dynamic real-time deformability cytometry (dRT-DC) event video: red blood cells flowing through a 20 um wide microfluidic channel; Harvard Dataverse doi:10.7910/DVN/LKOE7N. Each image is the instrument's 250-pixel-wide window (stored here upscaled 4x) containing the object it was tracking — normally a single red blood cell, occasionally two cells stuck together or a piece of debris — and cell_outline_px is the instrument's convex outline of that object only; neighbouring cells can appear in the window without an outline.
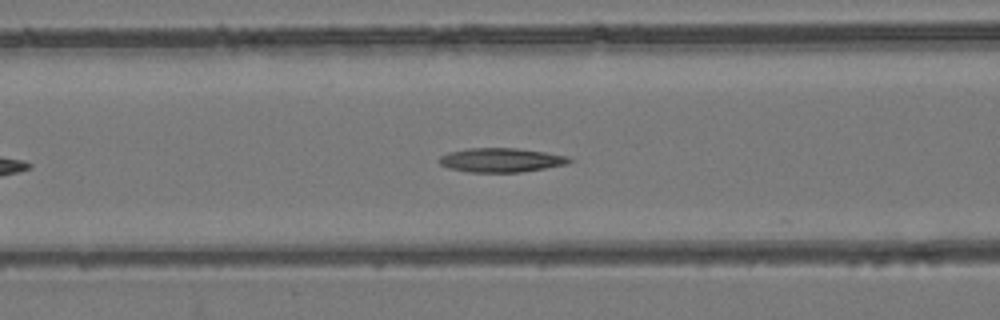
{"species": "common noctule bat (a hibernating species)", "species_latin": "Nyctalus noctula", "temperature_condition": "room temperature", "stored_images_in_passage": 35, "camera_frame_rate_fps": 3000, "um_per_image_px": 0.085, "animal": {"sex": "female", "body_mass_g": 24.6, "forearm_length_mm": 56.2}, "frame": {"image": 1, "passage_image": 11, "time_ms": 3.333, "image_size_px": [1000, 320], "cell_outline_px": [[572, 160], [568, 164], [520, 172], [468, 172], [448, 168], [440, 164], [440, 156], [448, 152], [468, 148], [516, 148], [544, 152], [568, 156]], "centroid_in_image_um": [42.58, 13.6], "position_along_channel_um": 124.0, "area_um2": 18.21}}
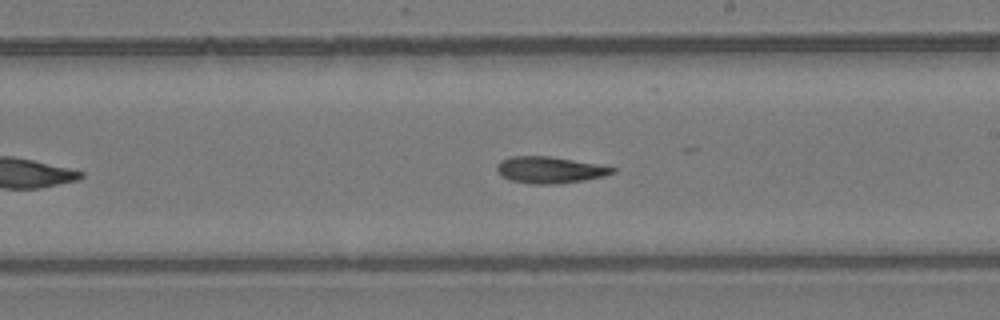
{"frame": {"image": 2, "passage_image": 20, "time_ms": 6.333, "image_size_px": [1000, 320], "cell_outline_px": [[616, 172], [604, 176], [556, 184], [528, 184], [508, 180], [500, 176], [496, 168], [496, 164], [500, 160], [512, 156], [548, 156], [600, 164], [616, 168]], "centroid_in_image_um": [46.68, 14.44], "position_along_channel_um": 242.3, "area_um2": 18.03}}
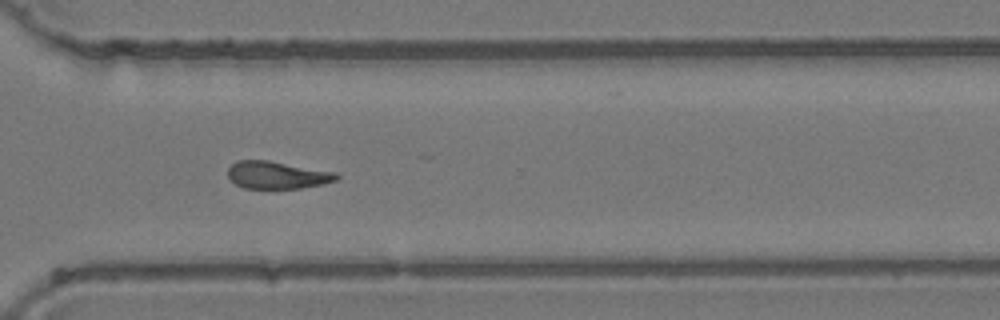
{"frame": {"image": 3, "passage_image": 28, "time_ms": 9.0, "image_size_px": [1000, 320], "cell_outline_px": [[340, 176], [336, 180], [324, 184], [300, 188], [244, 188], [236, 184], [228, 176], [228, 168], [236, 160], [268, 160], [336, 172]], "centroid_in_image_um": [23.56, 14.87], "position_along_channel_um": 347.0, "area_um2": 17.34}}